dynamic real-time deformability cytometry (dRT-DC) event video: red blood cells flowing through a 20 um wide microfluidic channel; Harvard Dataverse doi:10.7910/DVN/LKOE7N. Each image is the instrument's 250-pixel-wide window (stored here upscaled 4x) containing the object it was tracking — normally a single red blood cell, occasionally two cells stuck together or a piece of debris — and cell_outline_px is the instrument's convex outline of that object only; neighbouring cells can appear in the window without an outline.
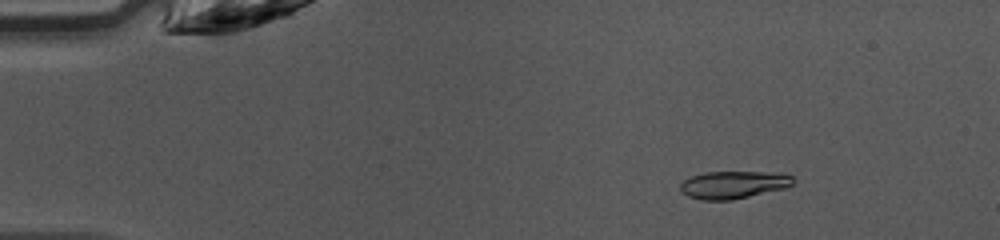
{"species": "common noctule bat (a hibernating species)", "species_latin": "Nyctalus noctula", "temperature_condition": "warm", "stored_images_in_passage": 47, "camera_frame_rate_fps": 3000, "um_per_image_px": 0.085, "animal": {"sex": "female", "body_mass_g": 10.0, "forearm_length_mm": 53.1}, "frame": {"image": 1, "passage_image": 7, "time_ms": 2.0, "image_size_px": [1000, 240], "cell_outline_px": [[796, 180], [792, 184], [784, 188], [732, 200], [700, 200], [688, 196], [680, 188], [680, 184], [688, 176], [708, 172], [768, 172], [792, 176]], "centroid_in_image_um": [62.31, 15.7], "position_along_channel_um": 22.7, "area_um2": 17.98}}
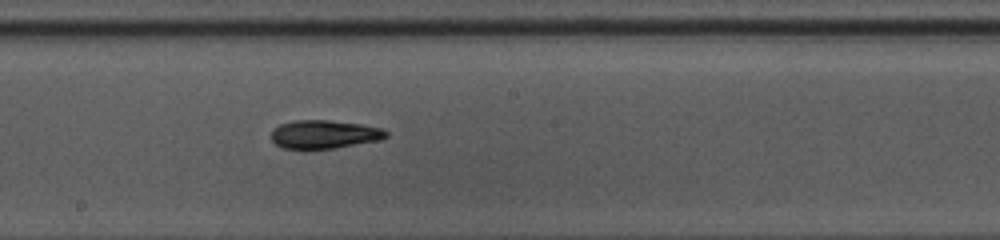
{"frame": {"image": 2, "passage_image": 26, "time_ms": 8.333, "image_size_px": [1000, 240], "cell_outline_px": [[388, 136], [380, 140], [336, 148], [284, 148], [276, 144], [272, 140], [272, 128], [280, 124], [296, 120], [328, 120], [360, 124], [384, 128], [388, 132]], "centroid_in_image_um": [27.59, 11.41], "position_along_channel_um": 220.6, "area_um2": 18.96}}
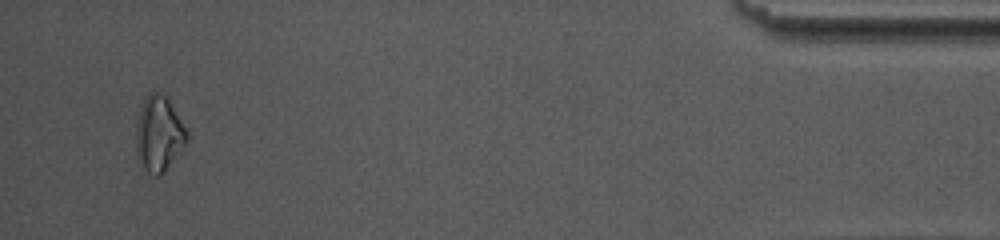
{"frame": {"image": 3, "passage_image": 45, "time_ms": 14.667, "image_size_px": [1000, 240], "cell_outline_px": [[188, 140], [164, 172], [160, 176], [156, 176], [148, 172], [136, 156], [136, 124], [140, 108], [144, 100], [152, 92], [160, 92], [168, 96], [188, 132]], "centroid_in_image_um": [13.51, 11.35], "position_along_channel_um": 421.7, "area_um2": 22.31}, "authors_computed_cell_mechanics": {"area_um2": 18.7272, "velocity_mm_per_s": 4.2987, "shape_relaxation_time_tau1_ms": 3.6728, "shape_relaxation_time_tau2_ms": null, "deformation_change_tau1": 0.1383, "deformation_change_tau2": null}}